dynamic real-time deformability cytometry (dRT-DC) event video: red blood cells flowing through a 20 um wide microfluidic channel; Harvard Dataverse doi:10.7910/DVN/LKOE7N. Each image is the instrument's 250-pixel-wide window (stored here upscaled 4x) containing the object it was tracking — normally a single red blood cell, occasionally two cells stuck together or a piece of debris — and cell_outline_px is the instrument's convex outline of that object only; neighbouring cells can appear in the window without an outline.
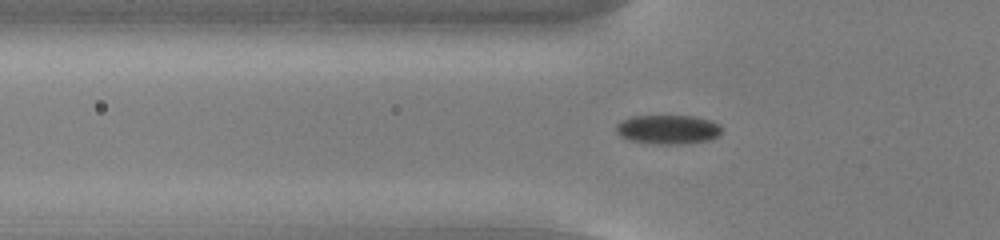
{"species": "common noctule bat (a hibernating species)", "species_latin": "Nyctalus noctula", "temperature_condition": "cold", "stored_images_in_passage": 49, "camera_frame_rate_fps": 3000, "um_per_image_px": 0.085, "animal": {"sex": "male", "body_mass_g": 13.0, "forearm_length_mm": 53.1}, "frame": {"image": 1, "passage_image": 13, "time_ms": 4.0, "image_size_px": [1000, 240], "cell_outline_px": [[720, 136], [712, 140], [680, 144], [660, 144], [628, 140], [620, 136], [616, 132], [616, 124], [620, 120], [632, 116], [696, 116], [720, 124]], "centroid_in_image_um": [56.77, 11.0], "position_along_channel_um": 69.0, "area_um2": 18.09}}
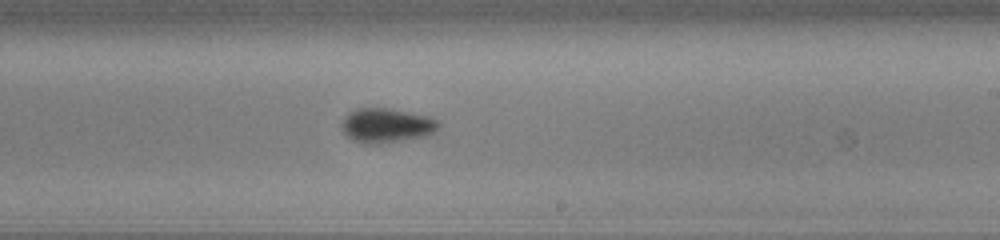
{"frame": {"image": 2, "passage_image": 28, "time_ms": 9.0, "image_size_px": [1000, 240], "cell_outline_px": [[440, 124], [432, 132], [424, 136], [404, 140], [380, 144], [364, 144], [352, 140], [340, 128], [340, 124], [344, 116], [348, 112], [356, 108], [384, 108], [428, 116], [436, 120]], "centroid_in_image_um": [32.76, 10.67], "position_along_channel_um": 256.2, "area_um2": 19.36}}
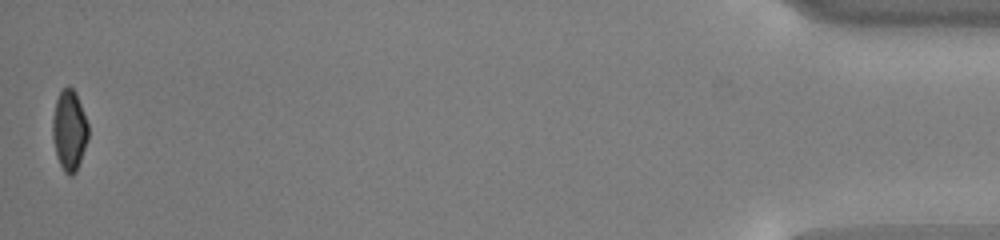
{"frame": {"image": 3, "passage_image": 49, "time_ms": 16.0, "image_size_px": [1000, 240], "cell_outline_px": [[88, 140], [76, 172], [72, 176], [68, 176], [64, 172], [56, 156], [52, 136], [52, 120], [56, 100], [60, 92], [68, 84], [76, 92], [88, 124]], "centroid_in_image_um": [5.89, 11.09], "position_along_channel_um": 429.3, "area_um2": 16.88}, "authors_computed_cell_mechanics": {"area_um2": 17.9758, "velocity_mm_per_s": 3.7677, "shape_relaxation_time_tau1_ms": 2.7184, "shape_relaxation_time_tau2_ms": null, "deformation_change_tau1": 0.0861, "deformation_change_tau2": null}}